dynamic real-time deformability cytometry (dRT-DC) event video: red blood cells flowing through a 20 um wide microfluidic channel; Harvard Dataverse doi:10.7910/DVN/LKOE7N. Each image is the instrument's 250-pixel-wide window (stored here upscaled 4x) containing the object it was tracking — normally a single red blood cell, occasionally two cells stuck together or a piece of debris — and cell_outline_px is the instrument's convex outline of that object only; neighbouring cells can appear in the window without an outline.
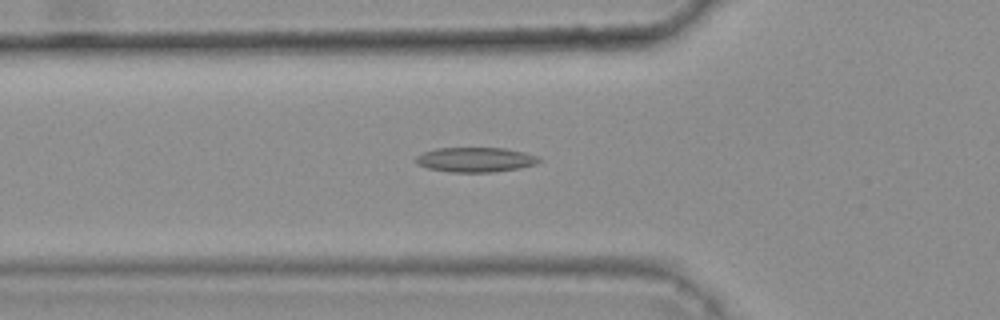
{"species": "common noctule bat (a hibernating species)", "species_latin": "Nyctalus noctula", "temperature_condition": "warm", "stored_images_in_passage": 42, "camera_frame_rate_fps": 3000, "um_per_image_px": 0.085, "animal": {"sex": "female", "body_mass_g": 25.1}, "frame": {"image": 1, "passage_image": 13, "time_ms": 4.0, "image_size_px": [1000, 320], "cell_outline_px": [[540, 160], [536, 164], [520, 168], [492, 172], [452, 172], [428, 168], [420, 164], [416, 160], [416, 156], [424, 152], [436, 148], [504, 148], [524, 152], [540, 156]], "centroid_in_image_um": [40.46, 13.57], "position_along_channel_um": 85.3, "area_um2": 17.63}}
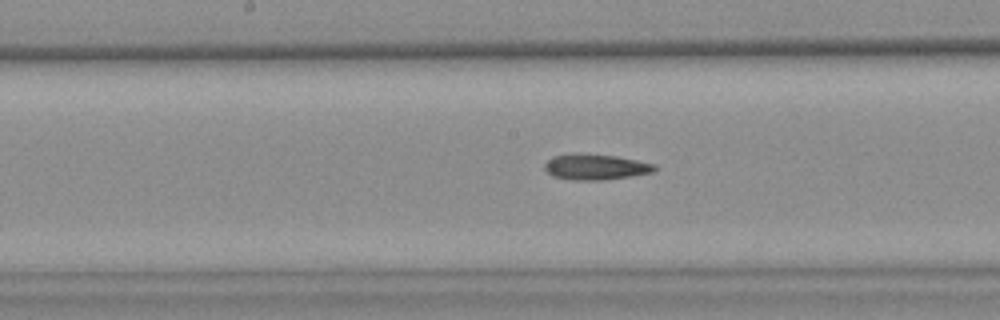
{"frame": {"image": 2, "passage_image": 22, "time_ms": 7.0, "image_size_px": [1000, 320], "cell_outline_px": [[656, 168], [652, 172], [604, 180], [572, 180], [552, 176], [544, 168], [544, 164], [552, 156], [572, 152], [576, 152], [616, 156], [656, 164]], "centroid_in_image_um": [50.56, 14.17], "position_along_channel_um": 197.6, "area_um2": 16.59}}
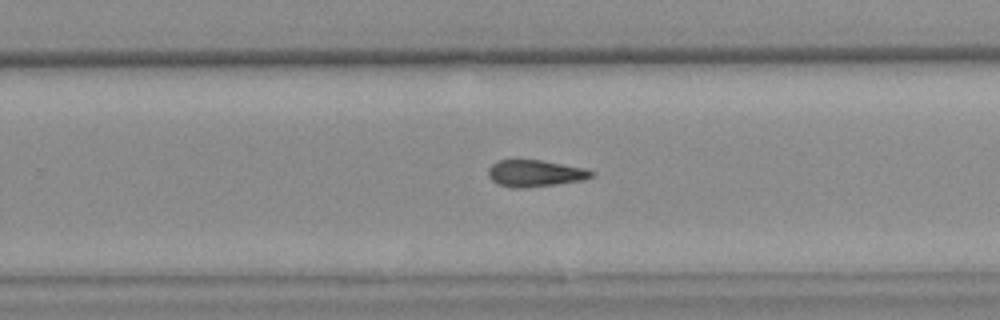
{"frame": {"image": 3, "passage_image": 29, "time_ms": 9.333, "image_size_px": [1000, 320], "cell_outline_px": [[596, 176], [584, 180], [556, 184], [524, 188], [512, 188], [496, 184], [488, 176], [488, 168], [496, 160], [512, 156], [540, 160], [584, 168], [596, 172]], "centroid_in_image_um": [45.43, 14.69], "position_along_channel_um": 284.4, "area_um2": 16.88}, "authors_computed_cell_mechanics": {"area_um2": 16.5019, "velocity_mm_per_s": 3.7288, "shape_relaxation_time_tau1_ms": null, "shape_relaxation_time_tau2_ms": 10.3934, "deformation_change_tau1": null, "deformation_change_tau2": 0.2618}}